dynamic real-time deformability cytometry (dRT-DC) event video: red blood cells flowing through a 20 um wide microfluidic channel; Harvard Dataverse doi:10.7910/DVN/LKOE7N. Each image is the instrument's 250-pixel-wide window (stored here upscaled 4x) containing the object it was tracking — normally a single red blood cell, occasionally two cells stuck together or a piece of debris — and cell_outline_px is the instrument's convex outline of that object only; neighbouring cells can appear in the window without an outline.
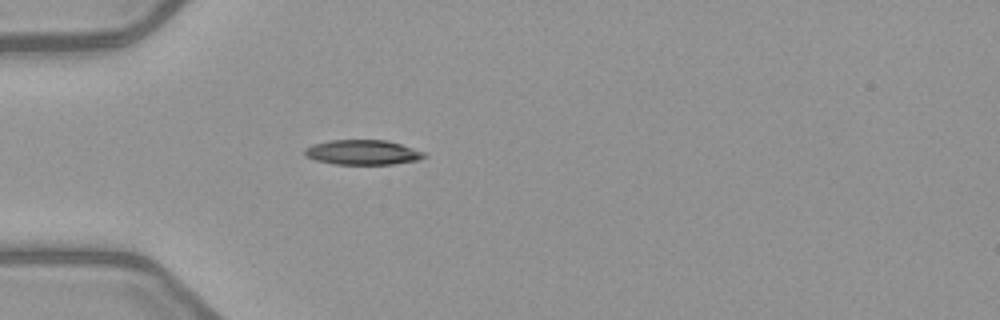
{"species": "common noctule bat (a hibernating species)", "species_latin": "Nyctalus noctula", "temperature_condition": "warm", "stored_images_in_passage": 3, "camera_frame_rate_fps": 3000, "um_per_image_px": 0.085, "animal": {"sex": "female", "body_mass_g": 21.9}, "frame": {"image": 1, "passage_image": 3, "time_ms": 3.333, "image_size_px": [1000, 320], "cell_outline_px": [[428, 156], [416, 160], [392, 164], [336, 164], [316, 160], [304, 156], [304, 148], [312, 144], [332, 140], [388, 140], [424, 152]], "centroid_in_image_um": [30.79, 12.94], "position_along_channel_um": 54.2, "area_um2": 17.22}}